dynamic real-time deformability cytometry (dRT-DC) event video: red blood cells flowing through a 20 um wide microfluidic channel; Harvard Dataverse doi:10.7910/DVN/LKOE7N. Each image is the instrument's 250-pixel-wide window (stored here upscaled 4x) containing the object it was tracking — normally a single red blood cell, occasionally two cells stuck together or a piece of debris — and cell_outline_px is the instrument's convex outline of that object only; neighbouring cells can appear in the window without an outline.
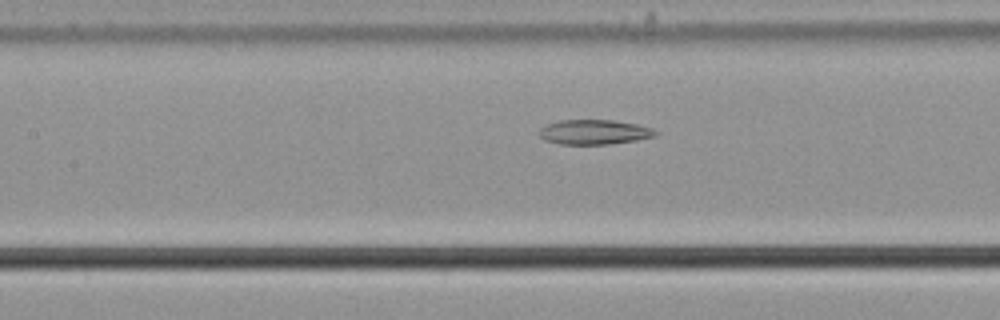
{"species": "common noctule bat (a hibernating species)", "species_latin": "Nyctalus noctula", "temperature_condition": "cold", "stored_images_in_passage": 51, "segment_of_instrument_passage": [2, 2], "camera_frame_rate_fps": 3000, "um_per_image_px": 0.085, "animal": {"sex": "male", "body_mass_g": 21.5, "forearm_length_mm": 52.0}, "frame": {"image": 1, "passage_image": 24, "time_ms": 7.667, "image_size_px": [1000, 320], "cell_outline_px": [[660, 132], [656, 136], [636, 140], [608, 144], [560, 144], [544, 140], [536, 132], [540, 128], [548, 124], [560, 120], [612, 120], [636, 124], [652, 128]], "centroid_in_image_um": [50.5, 11.22], "position_along_channel_um": 156.9, "area_um2": 16.82}}
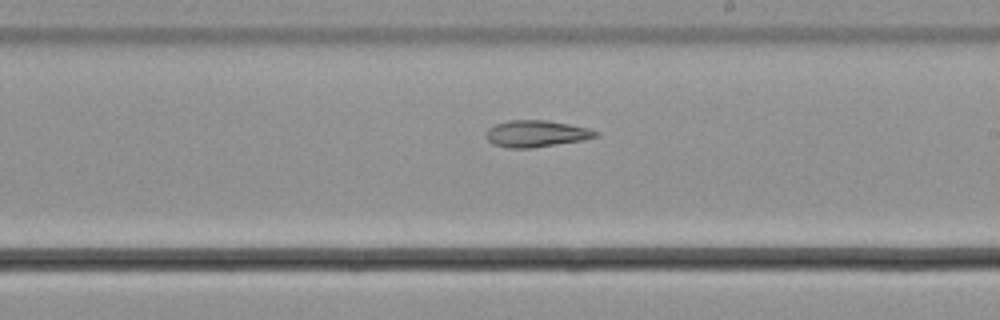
{"frame": {"image": 2, "passage_image": 31, "time_ms": 10.0, "image_size_px": [1000, 320], "cell_outline_px": [[600, 136], [584, 140], [532, 148], [508, 148], [492, 144], [484, 136], [488, 128], [496, 124], [508, 120], [548, 120], [588, 128], [600, 132]], "centroid_in_image_um": [45.58, 11.36], "position_along_channel_um": 243.4, "area_um2": 17.22}}
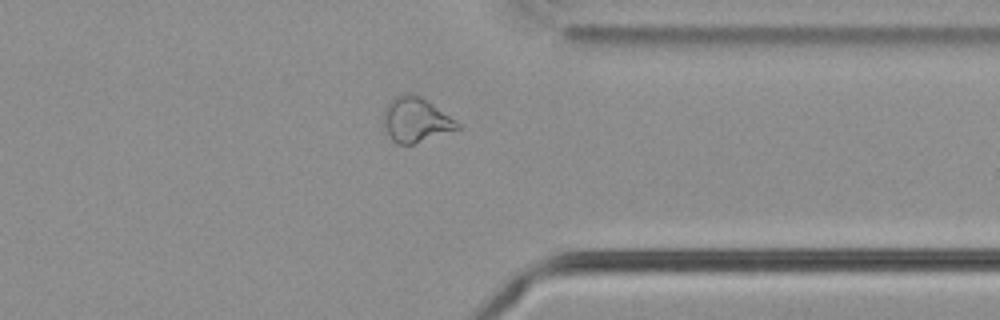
{"frame": {"image": 3, "passage_image": 42, "time_ms": 13.667, "image_size_px": [1000, 320], "cell_outline_px": [[460, 128], [412, 144], [396, 144], [392, 140], [384, 124], [384, 108], [396, 96], [404, 92], [416, 92], [456, 120], [460, 124]], "centroid_in_image_um": [35.34, 10.14], "position_along_channel_um": 376.1, "area_um2": 19.13}}